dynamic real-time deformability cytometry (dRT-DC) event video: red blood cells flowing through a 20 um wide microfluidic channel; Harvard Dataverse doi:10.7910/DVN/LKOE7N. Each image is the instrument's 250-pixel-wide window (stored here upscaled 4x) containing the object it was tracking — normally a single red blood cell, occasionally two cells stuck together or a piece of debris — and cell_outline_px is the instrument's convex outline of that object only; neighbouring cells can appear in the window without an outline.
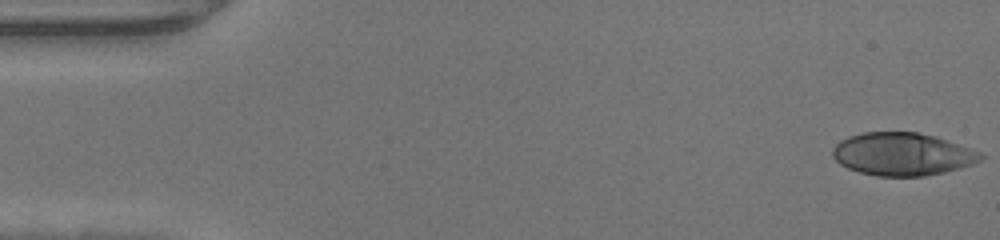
{"species": "human", "species_latin": "Homo sapiens", "temperature_condition": "warm", "stored_images_in_passage": 47, "camera_frame_rate_fps": 3000, "um_per_image_px": 0.085, "donor": {"sex": "male"}, "frame": {"image": 1, "passage_image": 1, "time_ms": 0.0, "image_size_px": [1000, 240], "cell_outline_px": [[984, 156], [980, 160], [972, 164], [960, 168], [944, 172], [924, 176], [876, 176], [860, 172], [848, 168], [840, 164], [832, 156], [832, 148], [840, 140], [848, 136], [864, 132], [916, 132], [936, 136], [980, 152]], "centroid_in_image_um": [76.68, 13.1], "position_along_channel_um": 8.3, "area_um2": 36.88}}
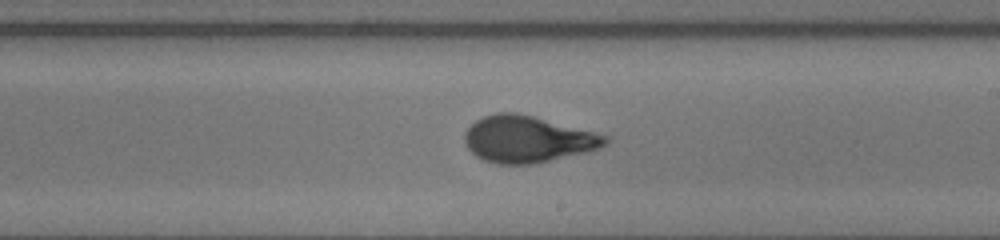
{"frame": {"image": 2, "passage_image": 27, "time_ms": 8.667, "image_size_px": [1000, 240], "cell_outline_px": [[612, 136], [608, 144], [600, 148], [588, 152], [532, 164], [496, 164], [484, 160], [476, 156], [464, 144], [464, 132], [476, 120], [484, 116], [496, 112], [516, 112]], "centroid_in_image_um": [44.87, 11.83], "position_along_channel_um": 244.1, "area_um2": 38.44}}
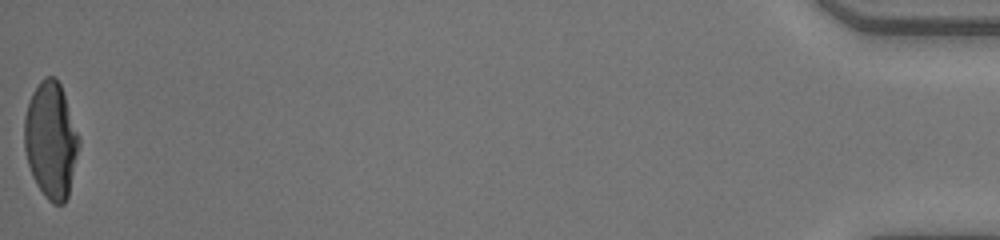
{"frame": {"image": 3, "passage_image": 47, "time_ms": 15.333, "image_size_px": [1000, 240], "cell_outline_px": [[80, 144], [68, 196], [64, 204], [52, 204], [44, 196], [36, 184], [32, 176], [28, 164], [24, 148], [24, 116], [32, 92], [40, 80], [44, 76], [52, 76], [60, 84], [80, 136]], "centroid_in_image_um": [4.33, 11.93], "position_along_channel_um": 430.9, "area_um2": 37.22}}